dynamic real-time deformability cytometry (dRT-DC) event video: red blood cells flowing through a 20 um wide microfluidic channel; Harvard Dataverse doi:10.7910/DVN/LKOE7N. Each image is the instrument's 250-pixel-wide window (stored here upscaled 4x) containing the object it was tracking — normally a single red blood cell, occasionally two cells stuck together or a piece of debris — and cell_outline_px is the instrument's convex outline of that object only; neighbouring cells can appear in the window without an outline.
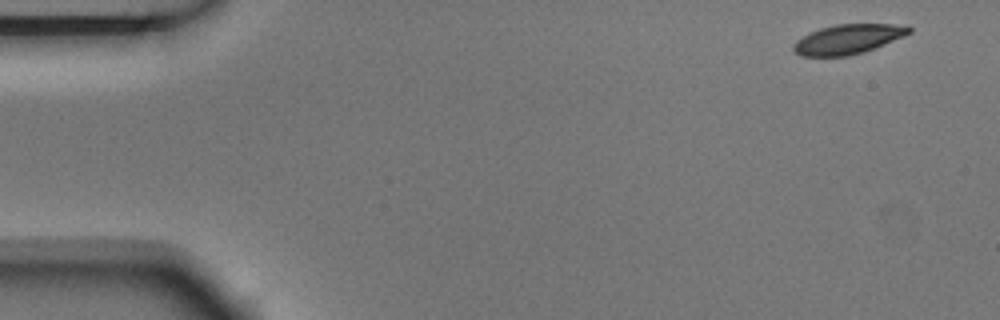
{"species": "Egyptian fruit bat (a non-hibernating species)", "species_latin": "Rousettus aegyptiacus", "temperature_condition": "room temperature", "stored_images_in_passage": 6, "camera_frame_rate_fps": 3000, "um_per_image_px": 0.085, "animal": {"sex": "male"}, "frame": {"image": 1, "passage_image": 1, "time_ms": 0.0, "image_size_px": [1000, 320], "cell_outline_px": [[912, 32], [904, 36], [864, 52], [848, 56], [800, 56], [792, 48], [792, 44], [796, 40], [820, 28], [836, 24], [908, 24], [912, 28]], "centroid_in_image_um": [72.11, 3.32], "position_along_channel_um": 12.9, "area_um2": 20.0}}
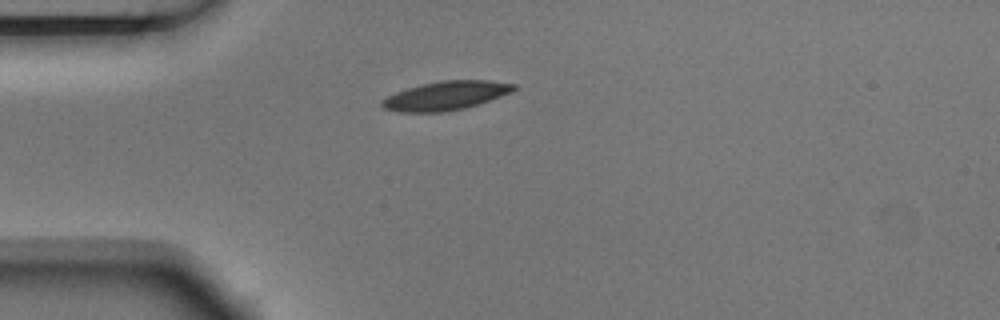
{"frame": {"image": 2, "passage_image": 4, "time_ms": 1.0, "image_size_px": [1000, 320], "cell_outline_px": [[516, 88], [512, 92], [480, 104], [464, 108], [444, 112], [400, 112], [384, 108], [380, 104], [380, 100], [396, 92], [408, 88], [440, 80], [488, 80], [516, 84]], "centroid_in_image_um": [37.91, 8.13], "position_along_channel_um": 47.1, "area_um2": 22.14}}
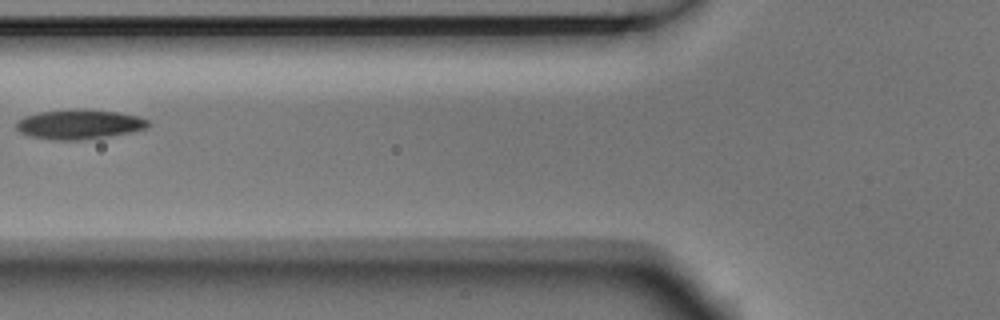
{"frame": {"image": 3, "passage_image": 6, "time_ms": 1.667, "image_size_px": [1000, 320], "cell_outline_px": [[152, 124], [148, 128], [132, 132], [84, 140], [56, 140], [28, 136], [20, 132], [16, 128], [16, 120], [24, 116], [40, 112], [76, 108], [120, 112], [140, 116], [148, 120]], "centroid_in_image_um": [6.76, 10.56], "position_along_channel_um": 119.0, "area_um2": 23.18}}